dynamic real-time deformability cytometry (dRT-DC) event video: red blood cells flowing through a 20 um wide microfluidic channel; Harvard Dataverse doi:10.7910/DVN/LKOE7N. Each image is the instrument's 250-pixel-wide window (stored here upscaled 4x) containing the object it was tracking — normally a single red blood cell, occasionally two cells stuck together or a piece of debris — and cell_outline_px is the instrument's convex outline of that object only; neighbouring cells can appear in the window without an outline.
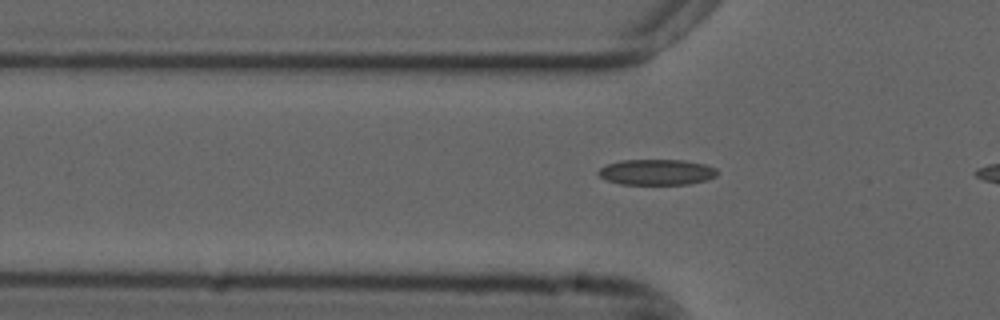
{"species": "common noctule bat (a hibernating species)", "species_latin": "Nyctalus noctula", "temperature_condition": "cold", "stored_images_in_passage": 34, "camera_frame_rate_fps": 3000, "um_per_image_px": 0.085, "animal": {"sex": "male", "forearm_length_mm": 52.5}, "frame": {"image": 1, "passage_image": 7, "time_ms": 2.0, "image_size_px": [1000, 320], "cell_outline_px": [[720, 172], [716, 176], [708, 180], [688, 184], [620, 184], [608, 180], [600, 176], [596, 172], [600, 168], [608, 164], [620, 160], [684, 160], [704, 164], [716, 168]], "centroid_in_image_um": [55.85, 14.63], "position_along_channel_um": 69.9, "area_um2": 17.86}}
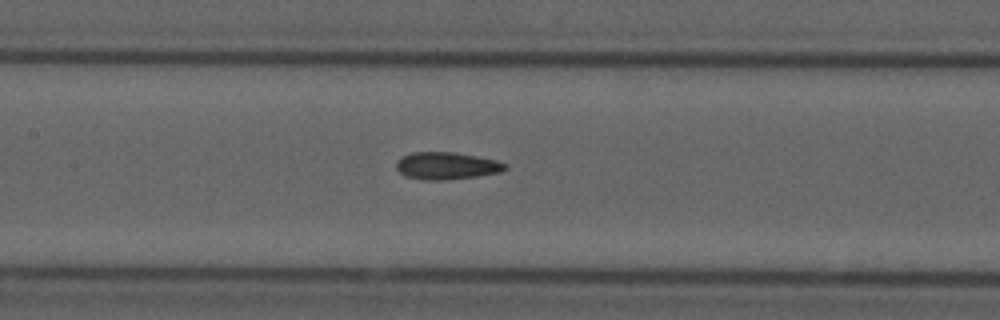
{"frame": {"image": 2, "passage_image": 15, "time_ms": 4.667, "image_size_px": [1000, 320], "cell_outline_px": [[508, 168], [500, 172], [480, 176], [444, 180], [420, 180], [404, 176], [396, 168], [396, 164], [404, 156], [412, 152], [452, 152], [476, 156], [496, 160], [508, 164]], "centroid_in_image_um": [37.99, 14.1], "position_along_channel_um": 169.4, "area_um2": 17.34}}
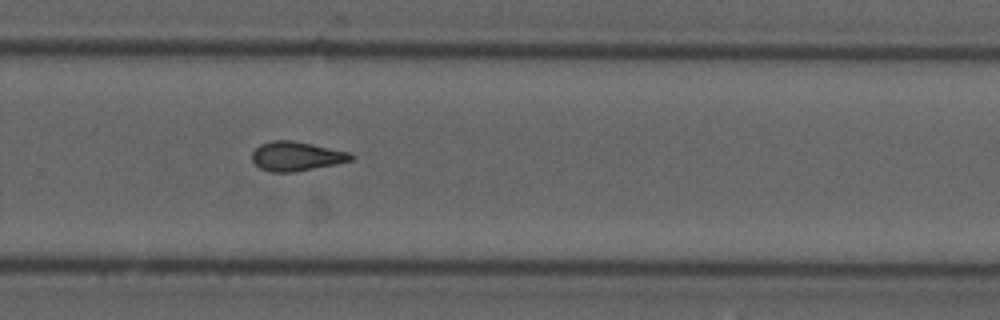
{"frame": {"image": 3, "passage_image": 26, "time_ms": 8.333, "image_size_px": [1000, 320], "cell_outline_px": [[356, 156], [352, 160], [336, 164], [296, 172], [272, 172], [260, 168], [252, 160], [252, 152], [260, 144], [272, 140], [292, 140], [312, 144], [348, 152]], "centroid_in_image_um": [25.19, 13.28], "position_along_channel_um": 304.6, "area_um2": 16.88}}